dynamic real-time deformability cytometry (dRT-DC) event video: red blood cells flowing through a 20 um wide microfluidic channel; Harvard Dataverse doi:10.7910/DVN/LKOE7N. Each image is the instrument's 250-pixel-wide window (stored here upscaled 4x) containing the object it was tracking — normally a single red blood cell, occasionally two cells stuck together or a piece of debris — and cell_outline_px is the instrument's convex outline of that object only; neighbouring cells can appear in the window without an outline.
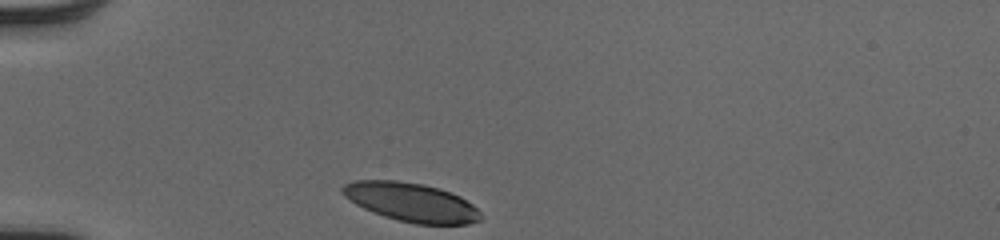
{"species": "human", "species_latin": "Homo sapiens", "temperature_condition": "cold", "stored_images_in_passage": 30, "camera_frame_rate_fps": 3000, "um_per_image_px": 0.085, "donor": {"sex": "male"}, "frame": {"image": 1, "passage_image": 1, "time_ms": 0.0, "image_size_px": [1000, 240], "cell_outline_px": [[484, 216], [480, 220], [468, 224], [416, 224], [396, 220], [372, 212], [356, 204], [344, 196], [340, 192], [340, 188], [344, 184], [356, 180], [396, 180], [424, 184], [440, 188], [452, 192], [460, 196], [472, 204]], "centroid_in_image_um": [34.96, 17.18], "position_along_channel_um": 50.0, "area_um2": 31.5}}
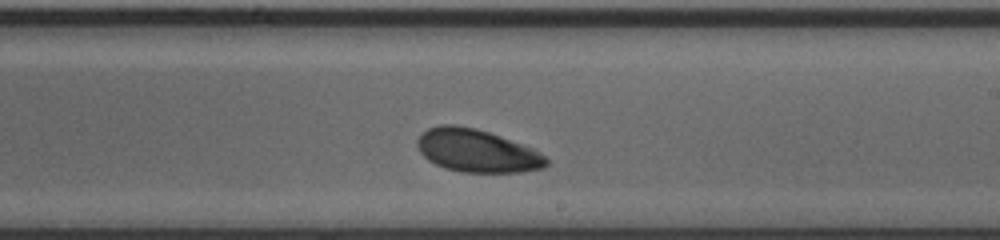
{"frame": {"image": 2, "passage_image": 18, "time_ms": 5.667, "image_size_px": [1000, 240], "cell_outline_px": [[548, 164], [544, 168], [520, 172], [460, 172], [444, 168], [428, 160], [420, 152], [416, 144], [416, 140], [428, 128], [440, 124], [456, 124], [476, 128], [500, 136], [532, 148], [540, 152], [548, 160]], "centroid_in_image_um": [40.52, 12.81], "position_along_channel_um": 248.5, "area_um2": 32.25}}
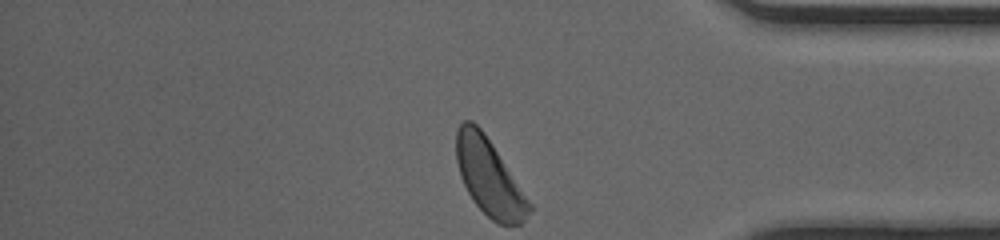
{"frame": {"image": 3, "passage_image": 30, "time_ms": 9.667, "image_size_px": [1000, 240], "cell_outline_px": [[532, 212], [520, 224], [496, 224], [472, 200], [460, 176], [456, 160], [456, 128], [464, 120], [472, 120], [484, 132], [532, 204]], "centroid_in_image_um": [41.57, 15.06], "position_along_channel_um": 393.6, "area_um2": 32.37}, "authors_computed_cell_mechanics": {"area_um2": 32.5703, "velocity_mm_per_s": 3.9989, "shape_relaxation_time_tau1_ms": 1.7216, "shape_relaxation_time_tau2_ms": null, "deformation_change_tau1": 0.0945, "deformation_change_tau2": null}}